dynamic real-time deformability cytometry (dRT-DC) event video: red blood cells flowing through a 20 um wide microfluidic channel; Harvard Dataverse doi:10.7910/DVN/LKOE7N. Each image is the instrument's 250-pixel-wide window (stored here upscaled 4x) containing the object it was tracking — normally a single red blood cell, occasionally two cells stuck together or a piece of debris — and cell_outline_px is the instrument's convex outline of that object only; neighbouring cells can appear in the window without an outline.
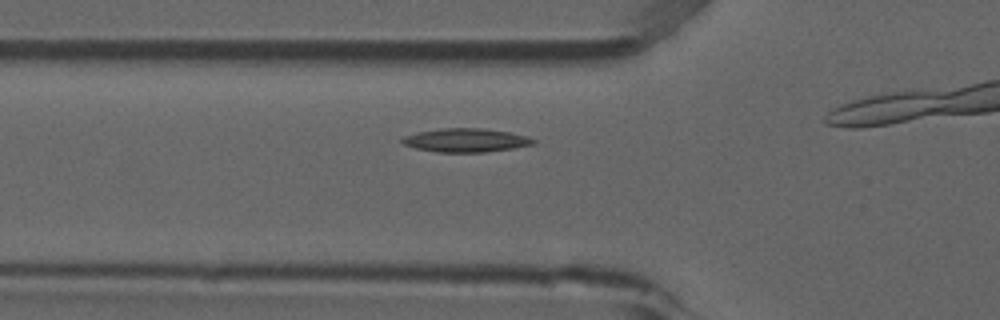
{"species": "common noctule bat (a hibernating species)", "species_latin": "Nyctalus noctula", "temperature_condition": "room temperature", "stored_images_in_passage": 14, "camera_frame_rate_fps": 3000, "um_per_image_px": 0.085, "animal": {"sex": "male", "forearm_length_mm": 52.5}, "frame": {"image": 1, "passage_image": 10, "time_ms": 3.0, "image_size_px": [1000, 320], "cell_outline_px": [[536, 144], [488, 152], [436, 152], [416, 148], [404, 144], [400, 140], [404, 136], [420, 132], [440, 128], [484, 128], [508, 132], [528, 136], [536, 140]], "centroid_in_image_um": [39.63, 11.92], "position_along_channel_um": 86.2, "area_um2": 18.03}}